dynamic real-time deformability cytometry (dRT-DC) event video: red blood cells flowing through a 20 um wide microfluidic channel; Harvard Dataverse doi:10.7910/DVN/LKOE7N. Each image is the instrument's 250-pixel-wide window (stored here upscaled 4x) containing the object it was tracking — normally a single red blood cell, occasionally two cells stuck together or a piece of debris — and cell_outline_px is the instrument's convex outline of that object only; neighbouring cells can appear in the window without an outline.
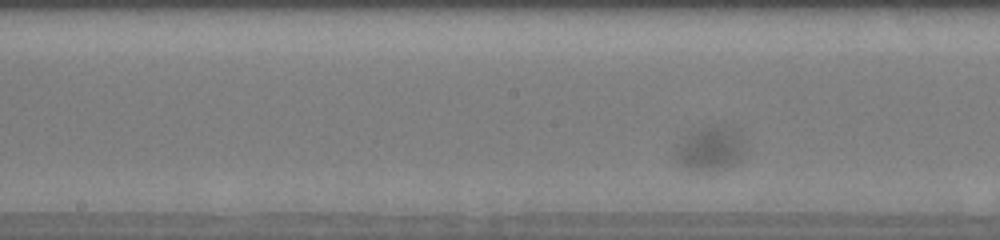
{"species": "human", "species_latin": "Homo sapiens", "temperature_condition": "cold", "stored_images_in_passage": 139, "camera_frame_rate_fps": 3000, "um_per_image_px": 0.085, "donor": {"sex": "male"}, "frame": {"image": 1, "passage_image": 70, "time_ms": 44.667, "image_size_px": [1000, 240], "cell_outline_px": [[740, 160], [732, 164], [708, 172], [704, 172], [684, 168], [672, 156], [672, 152], [676, 144], [688, 132], [708, 124], [724, 128], [740, 140]], "centroid_in_image_um": [60.13, 12.67], "position_along_channel_um": 188.1, "area_um2": 17.28}}
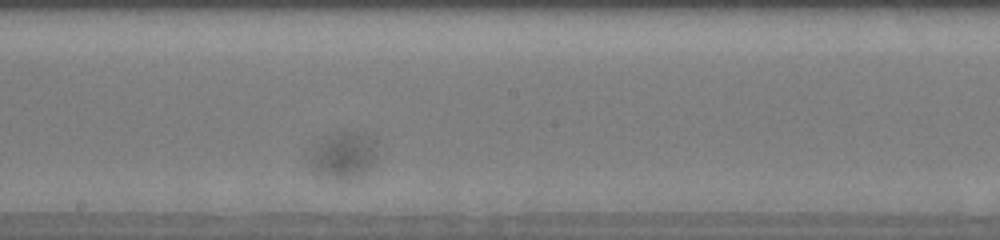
{"frame": {"image": 2, "passage_image": 83, "time_ms": 50.333, "image_size_px": [1000, 240], "cell_outline_px": [[376, 164], [364, 172], [336, 180], [312, 172], [308, 160], [308, 152], [316, 144], [332, 132], [348, 132], [364, 136], [372, 148], [376, 160]], "centroid_in_image_um": [29.03, 13.24], "position_along_channel_um": 219.2, "area_um2": 17.57}}